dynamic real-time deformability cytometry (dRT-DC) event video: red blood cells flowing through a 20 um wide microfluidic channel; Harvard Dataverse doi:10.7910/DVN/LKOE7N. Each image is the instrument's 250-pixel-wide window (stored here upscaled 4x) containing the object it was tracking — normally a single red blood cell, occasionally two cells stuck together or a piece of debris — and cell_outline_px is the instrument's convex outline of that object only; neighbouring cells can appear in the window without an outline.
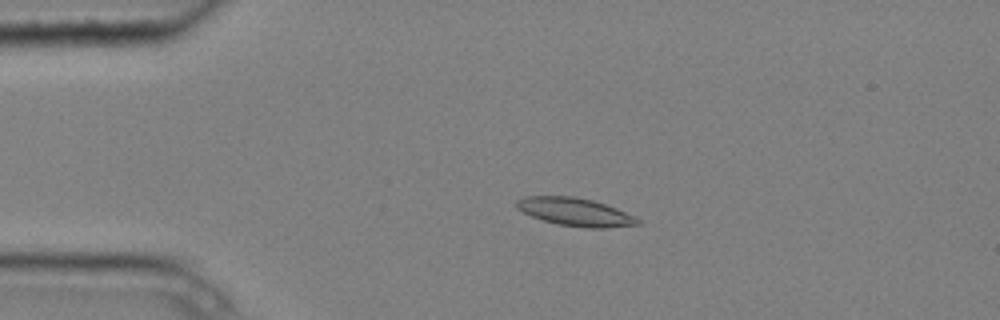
{"species": "common noctule bat (a hibernating species)", "species_latin": "Nyctalus noctula", "temperature_condition": "cold", "stored_images_in_passage": 5, "camera_frame_rate_fps": 3000, "um_per_image_px": 0.085, "animal": {"sex": "male", "body_mass_g": 20.4}, "frame": {"image": 1, "passage_image": 4, "time_ms": 1.0, "image_size_px": [1000, 320], "cell_outline_px": [[640, 224], [608, 228], [584, 228], [560, 224], [544, 220], [532, 216], [516, 208], [516, 200], [524, 196], [572, 196], [592, 200], [616, 208], [640, 220]], "centroid_in_image_um": [48.87, 18.01], "position_along_channel_um": 36.1, "area_um2": 19.54}}